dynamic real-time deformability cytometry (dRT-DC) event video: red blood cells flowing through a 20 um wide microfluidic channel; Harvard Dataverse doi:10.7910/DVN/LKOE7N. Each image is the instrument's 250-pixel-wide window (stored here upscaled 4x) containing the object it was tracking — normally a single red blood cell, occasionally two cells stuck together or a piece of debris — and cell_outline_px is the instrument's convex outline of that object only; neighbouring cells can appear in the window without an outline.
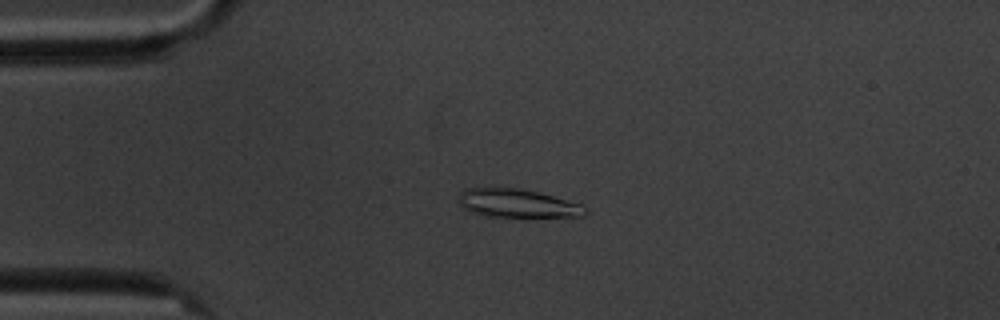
{"species": "common noctule bat (a hibernating species)", "species_latin": "Nyctalus noctula", "temperature_condition": "cold", "stored_images_in_passage": 4, "camera_frame_rate_fps": 3000, "um_per_image_px": 0.085, "animal": {"sex": "male", "body_mass_g": 20.1, "forearm_length_mm": 53.5}, "frame": {"image": 1, "passage_image": 3, "time_ms": 2.333, "image_size_px": [1000, 320], "cell_outline_px": [[588, 212], [584, 216], [484, 216], [472, 212], [464, 208], [460, 204], [460, 192], [464, 188], [520, 188], [540, 192], [584, 204]], "centroid_in_image_um": [44.02, 17.27], "position_along_channel_um": 41.0, "area_um2": 20.92}}